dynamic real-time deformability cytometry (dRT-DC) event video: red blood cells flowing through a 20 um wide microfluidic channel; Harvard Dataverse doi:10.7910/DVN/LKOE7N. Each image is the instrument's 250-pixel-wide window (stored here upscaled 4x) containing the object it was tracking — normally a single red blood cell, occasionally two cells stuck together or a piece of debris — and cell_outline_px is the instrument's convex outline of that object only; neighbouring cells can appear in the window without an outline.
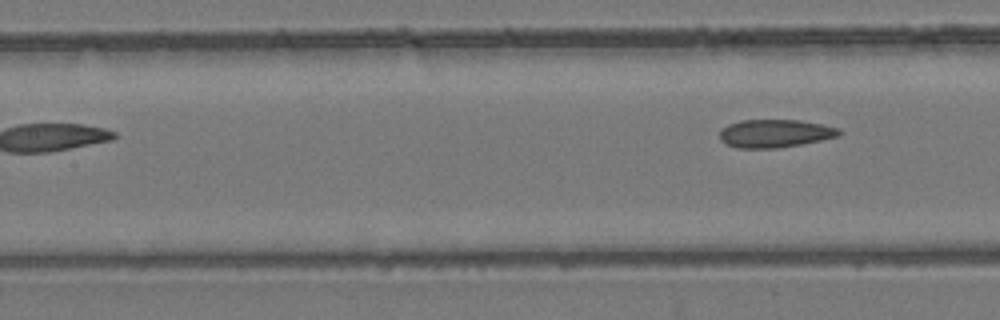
{"species": "common noctule bat (a hibernating species)", "species_latin": "Nyctalus noctula", "temperature_condition": "room temperature", "stored_images_in_passage": 5, "camera_frame_rate_fps": 3000, "um_per_image_px": 0.085, "animal": {"sex": "female", "body_mass_g": 24.6, "forearm_length_mm": 56.2}, "frame": {"image": 1, "passage_image": 5, "time_ms": 4.667, "image_size_px": [1000, 320], "cell_outline_px": [[844, 132], [840, 136], [800, 144], [776, 148], [736, 148], [720, 140], [720, 132], [728, 124], [740, 120], [800, 120], [840, 128]], "centroid_in_image_um": [65.9, 11.34], "position_along_channel_um": 141.5, "area_um2": 19.48}}